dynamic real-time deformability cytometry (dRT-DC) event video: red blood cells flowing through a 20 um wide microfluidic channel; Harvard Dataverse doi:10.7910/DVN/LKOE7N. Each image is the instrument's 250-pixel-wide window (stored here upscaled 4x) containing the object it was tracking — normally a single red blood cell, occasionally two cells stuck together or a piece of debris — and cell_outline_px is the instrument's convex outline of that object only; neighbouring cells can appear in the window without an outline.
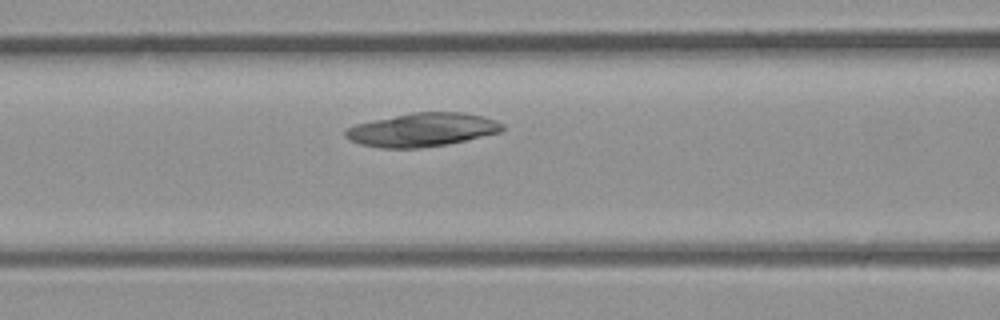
{"species": "common noctule bat (a hibernating species)", "species_latin": "Nyctalus noctula", "temperature_condition": "room temperature", "stored_images_in_passage": 5, "camera_frame_rate_fps": 3000, "um_per_image_px": 0.085, "animal": {"sex": "male", "body_mass_g": 23.1, "forearm_length_mm": 52.7}, "frame": {"image": 1, "passage_image": 5, "time_ms": 1.333, "image_size_px": [1000, 320], "cell_outline_px": [[504, 128], [500, 132], [448, 144], [420, 148], [380, 148], [360, 144], [348, 140], [344, 136], [344, 132], [348, 128], [356, 124], [372, 120], [412, 112], [464, 112], [484, 116], [496, 120], [504, 124]], "centroid_in_image_um": [35.88, 11.03], "position_along_channel_um": 130.7, "area_um2": 30.81}}